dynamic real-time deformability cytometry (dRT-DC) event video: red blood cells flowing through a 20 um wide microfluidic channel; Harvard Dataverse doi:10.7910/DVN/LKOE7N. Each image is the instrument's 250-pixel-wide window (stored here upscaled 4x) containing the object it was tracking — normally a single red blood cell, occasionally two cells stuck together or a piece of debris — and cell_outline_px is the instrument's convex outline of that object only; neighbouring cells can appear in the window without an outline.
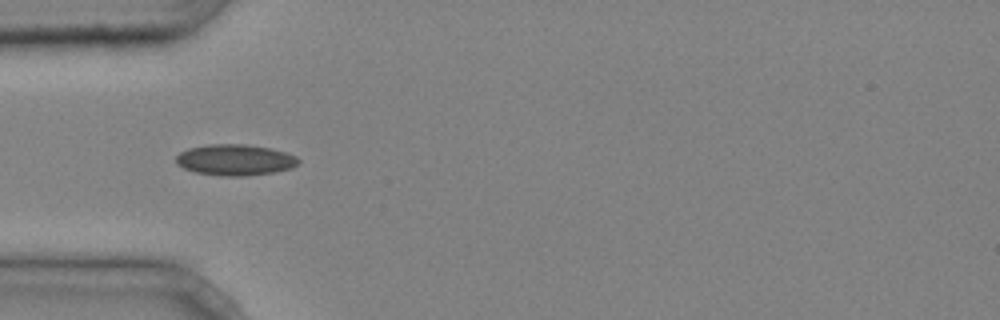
{"species": "common noctule bat (a hibernating species)", "species_latin": "Nyctalus noctula", "temperature_condition": "cold", "stored_images_in_passage": 4, "camera_frame_rate_fps": 3000, "um_per_image_px": 0.085, "animal": {"sex": "male", "body_mass_g": 20.4}, "frame": {"image": 1, "passage_image": 3, "time_ms": 0.667, "image_size_px": [1000, 320], "cell_outline_px": [[300, 160], [292, 168], [272, 172], [244, 176], [220, 176], [196, 172], [184, 168], [176, 164], [176, 156], [180, 152], [188, 148], [208, 144], [244, 144], [268, 148], [284, 152], [296, 156]], "centroid_in_image_um": [19.94, 13.59], "position_along_channel_um": 65.1, "area_um2": 22.02}}